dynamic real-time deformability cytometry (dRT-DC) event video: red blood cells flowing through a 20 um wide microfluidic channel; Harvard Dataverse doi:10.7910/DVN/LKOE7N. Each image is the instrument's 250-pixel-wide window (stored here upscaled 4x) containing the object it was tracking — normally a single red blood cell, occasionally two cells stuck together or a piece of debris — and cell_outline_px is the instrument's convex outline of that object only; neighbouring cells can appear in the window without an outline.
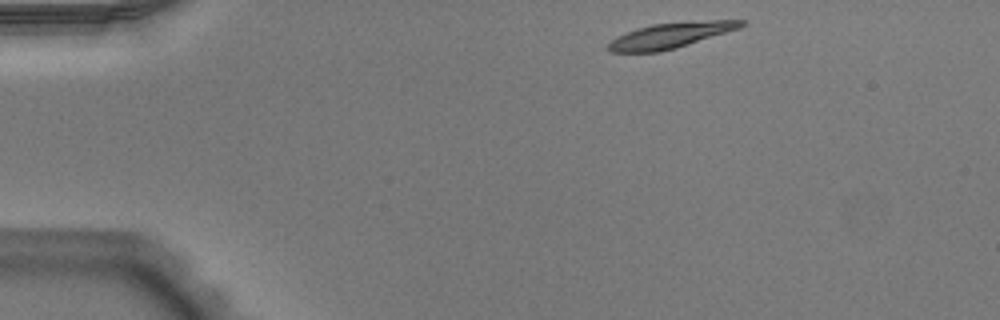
{"species": "Egyptian fruit bat (a non-hibernating species)", "species_latin": "Rousettus aegyptiacus", "temperature_condition": "warm", "stored_images_in_passage": 44, "camera_frame_rate_fps": 3000, "um_per_image_px": 0.085, "animal": {"sex": "male"}, "frame": {"image": 1, "passage_image": 1, "time_ms": 0.0, "image_size_px": [1000, 320], "cell_outline_px": [[748, 24], [740, 28], [676, 48], [656, 52], [608, 52], [608, 44], [616, 36], [636, 28], [652, 24], [712, 20], [748, 20]], "centroid_in_image_um": [57.01, 3.0], "position_along_channel_um": 28.0, "area_um2": 19.65}}
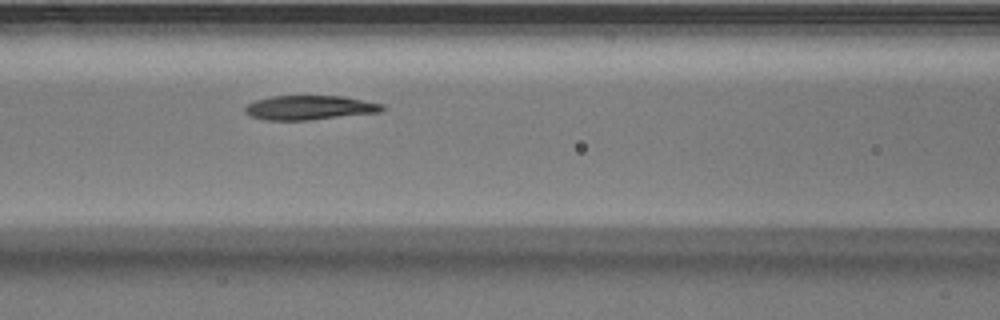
{"frame": {"image": 2, "passage_image": 15, "time_ms": 4.667, "image_size_px": [1000, 320], "cell_outline_px": [[384, 112], [308, 120], [268, 120], [252, 116], [244, 112], [244, 108], [248, 104], [256, 100], [272, 96], [344, 96], [384, 104]], "centroid_in_image_um": [26.37, 9.15], "position_along_channel_um": 140.2, "area_um2": 19.48}}
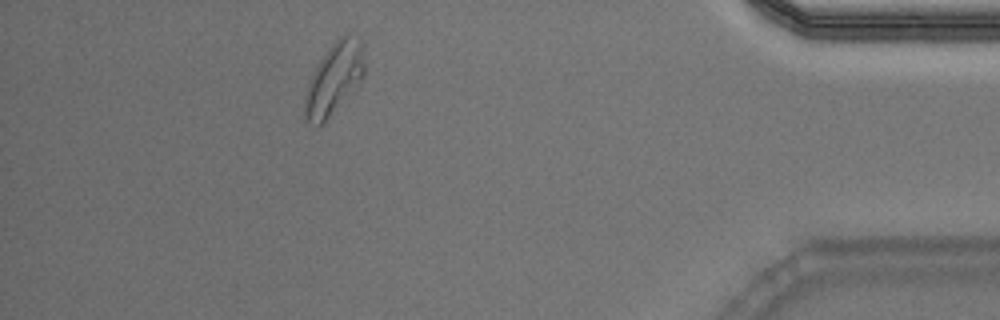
{"frame": {"image": 3, "passage_image": 39, "time_ms": 12.667, "image_size_px": [1000, 320], "cell_outline_px": [[364, 72], [360, 84], [316, 128], [308, 124], [304, 120], [304, 96], [308, 84], [320, 60], [328, 48], [344, 32], [348, 32], [364, 44]], "centroid_in_image_um": [28.4, 6.68], "position_along_channel_um": 406.8, "area_um2": 24.85}, "authors_computed_cell_mechanics": {"area_um2": 20.0566, "velocity_mm_per_s": 3.9007, "shape_relaxation_time_tau1_ms": null, "shape_relaxation_time_tau2_ms": 1.8264, "deformation_change_tau1": null, "deformation_change_tau2": 0.069}}